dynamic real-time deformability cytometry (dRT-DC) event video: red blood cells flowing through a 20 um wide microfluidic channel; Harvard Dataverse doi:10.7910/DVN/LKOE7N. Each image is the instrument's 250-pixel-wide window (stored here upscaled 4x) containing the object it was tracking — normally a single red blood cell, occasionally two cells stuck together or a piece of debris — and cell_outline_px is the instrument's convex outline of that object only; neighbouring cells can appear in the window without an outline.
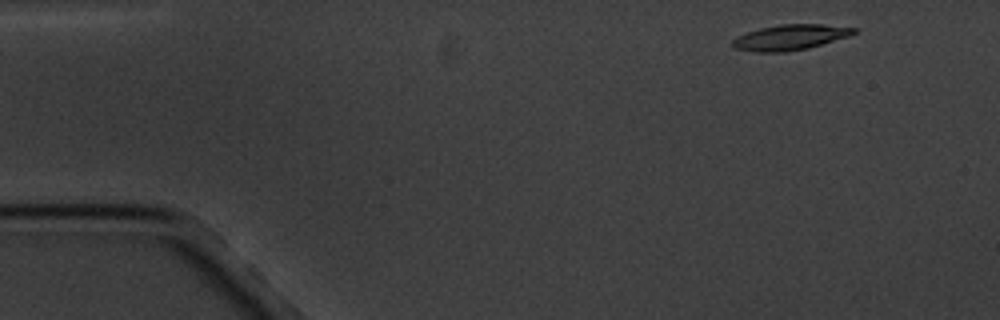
{"species": "common noctule bat (a hibernating species)", "species_latin": "Nyctalus noctula", "temperature_condition": "cold", "stored_images_in_passage": 4, "camera_frame_rate_fps": 3000, "um_per_image_px": 0.085, "animal": {"sex": "male", "body_mass_g": 20.1, "forearm_length_mm": 53.5}, "frame": {"image": 1, "passage_image": 1, "time_ms": 0.0, "image_size_px": [1000, 320], "cell_outline_px": [[856, 32], [852, 36], [808, 48], [784, 52], [752, 52], [732, 48], [732, 40], [736, 36], [760, 28], [780, 24], [820, 24], [856, 28]], "centroid_in_image_um": [67.15, 3.18], "position_along_channel_um": 17.9, "area_um2": 18.15}}
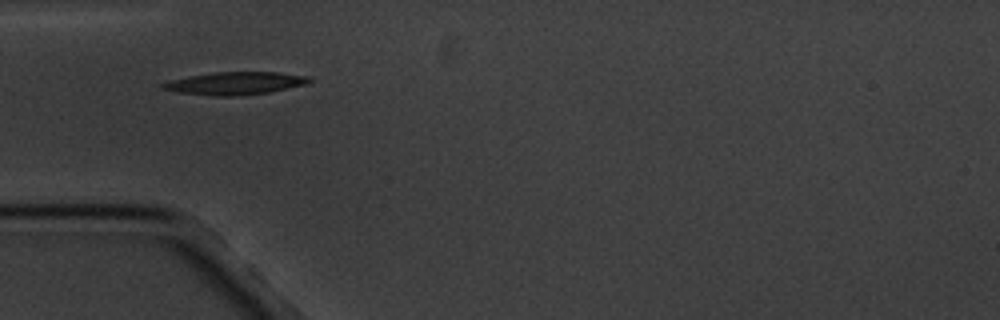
{"frame": {"image": 2, "passage_image": 4, "time_ms": 4.0, "image_size_px": [1000, 320], "cell_outline_px": [[312, 80], [304, 84], [268, 92], [236, 96], [220, 96], [180, 92], [160, 88], [160, 84], [168, 80], [212, 72], [280, 72], [308, 76]], "centroid_in_image_um": [19.95, 7.06], "position_along_channel_um": 65.0, "area_um2": 19.13}}